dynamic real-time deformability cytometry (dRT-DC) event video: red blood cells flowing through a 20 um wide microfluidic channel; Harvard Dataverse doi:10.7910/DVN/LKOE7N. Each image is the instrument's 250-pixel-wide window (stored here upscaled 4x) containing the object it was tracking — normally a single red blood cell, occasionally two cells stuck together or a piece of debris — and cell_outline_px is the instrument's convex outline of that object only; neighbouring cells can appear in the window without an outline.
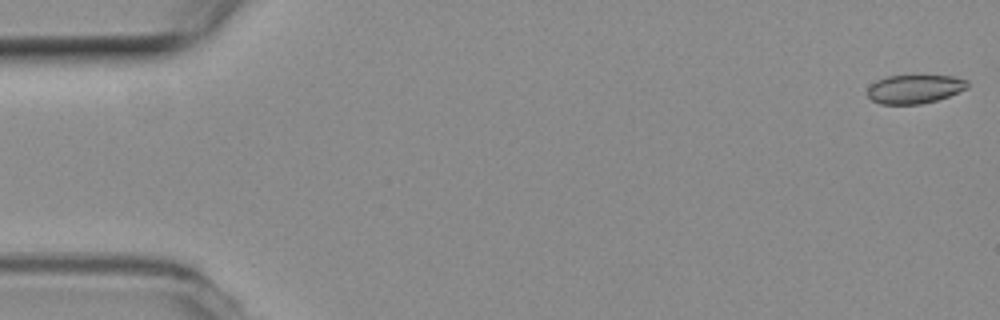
{"species": "common noctule bat (a hibernating species)", "species_latin": "Nyctalus noctula", "temperature_condition": "room temperature", "stored_images_in_passage": 21, "camera_frame_rate_fps": 3000, "um_per_image_px": 0.085, "animal": {"sex": "female", "body_mass_g": 19.3, "forearm_length_mm": 54.1}, "frame": {"image": 1, "passage_image": 1, "time_ms": 0.0, "image_size_px": [1000, 320], "cell_outline_px": [[968, 88], [948, 96], [936, 100], [920, 104], [880, 104], [872, 100], [868, 96], [868, 88], [876, 80], [888, 76], [952, 76], [968, 80]], "centroid_in_image_um": [77.74, 7.57], "position_along_channel_um": 7.3, "area_um2": 16.59}}
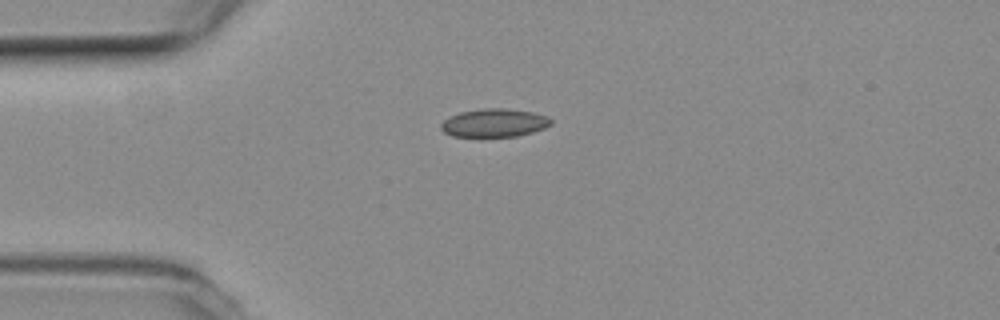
{"frame": {"image": 2, "passage_image": 14, "time_ms": 4.333, "image_size_px": [1000, 320], "cell_outline_px": [[552, 124], [544, 128], [532, 132], [516, 136], [480, 140], [452, 136], [444, 132], [440, 128], [440, 124], [444, 120], [460, 112], [484, 108], [504, 108], [532, 112], [548, 116], [552, 120]], "centroid_in_image_um": [41.98, 10.5], "position_along_channel_um": 43.0, "area_um2": 18.9}}
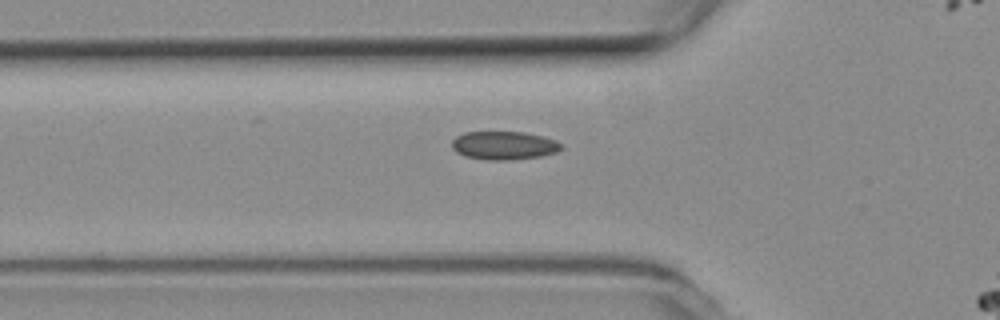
{"frame": {"image": 3, "passage_image": 19, "time_ms": 6.0, "image_size_px": [1000, 320], "cell_outline_px": [[564, 148], [556, 152], [540, 156], [512, 160], [488, 160], [464, 156], [456, 152], [452, 148], [452, 140], [456, 136], [464, 132], [524, 132], [556, 140], [564, 144]], "centroid_in_image_um": [42.84, 12.37], "position_along_channel_um": 83.0, "area_um2": 18.21}}